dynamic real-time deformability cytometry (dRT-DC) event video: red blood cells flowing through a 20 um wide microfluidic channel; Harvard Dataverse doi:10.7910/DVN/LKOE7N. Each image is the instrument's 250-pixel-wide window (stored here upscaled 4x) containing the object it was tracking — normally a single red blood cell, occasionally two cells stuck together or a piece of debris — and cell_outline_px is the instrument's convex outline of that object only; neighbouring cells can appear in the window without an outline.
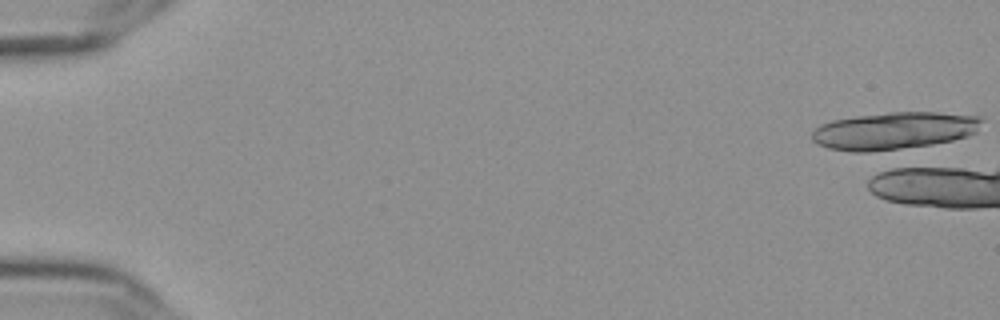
{"species": "Egyptian fruit bat (a non-hibernating species)", "species_latin": "Rousettus aegyptiacus", "temperature_condition": "cold", "stored_images_in_passage": 2, "camera_frame_rate_fps": 3000, "um_per_image_px": 0.085, "frame": {"image": 1, "passage_image": 1, "time_ms": 0.0, "image_size_px": [1000, 320], "cell_outline_px": [[984, 120], [976, 132], [968, 136], [952, 140], [892, 152], [852, 152], [828, 148], [816, 144], [812, 140], [812, 132], [820, 124], [832, 120], [856, 116], [888, 112], [936, 112], [980, 116]], "centroid_in_image_um": [75.99, 11.13], "position_along_channel_um": 9.0, "area_um2": 37.69}}